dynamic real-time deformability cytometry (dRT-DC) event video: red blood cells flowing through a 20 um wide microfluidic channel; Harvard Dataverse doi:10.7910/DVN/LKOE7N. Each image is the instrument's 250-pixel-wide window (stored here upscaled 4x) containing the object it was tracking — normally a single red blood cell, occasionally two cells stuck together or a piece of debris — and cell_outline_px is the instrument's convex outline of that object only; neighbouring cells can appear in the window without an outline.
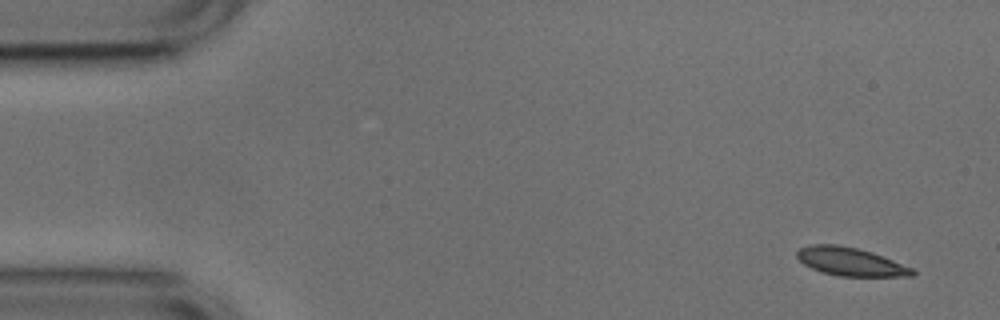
{"species": "common noctule bat (a hibernating species)", "species_latin": "Nyctalus noctula", "temperature_condition": "cold", "stored_images_in_passage": 51, "camera_frame_rate_fps": 3000, "um_per_image_px": 0.085, "animal": {"sex": "male", "body_mass_g": 17.9, "forearm_length_mm": 54.2}, "frame": {"image": 1, "passage_image": 1, "time_ms": 0.0, "image_size_px": [1000, 320], "cell_outline_px": [[916, 272], [912, 276], [840, 276], [824, 272], [812, 268], [804, 264], [796, 256], [796, 252], [800, 248], [812, 244], [836, 244], [856, 248], [872, 252], [912, 268]], "centroid_in_image_um": [72.27, 22.23], "position_along_channel_um": 12.7, "area_um2": 18.73}}
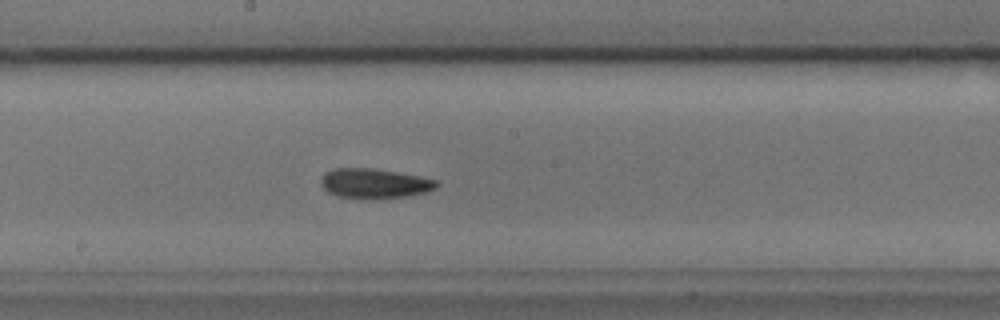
{"frame": {"image": 2, "passage_image": 26, "time_ms": 8.333, "image_size_px": [1000, 320], "cell_outline_px": [[440, 184], [436, 188], [428, 192], [404, 196], [364, 200], [336, 196], [328, 192], [320, 184], [320, 180], [324, 172], [336, 168], [372, 168], [420, 176], [436, 180]], "centroid_in_image_um": [31.8, 15.6], "position_along_channel_um": 216.4, "area_um2": 20.35}}
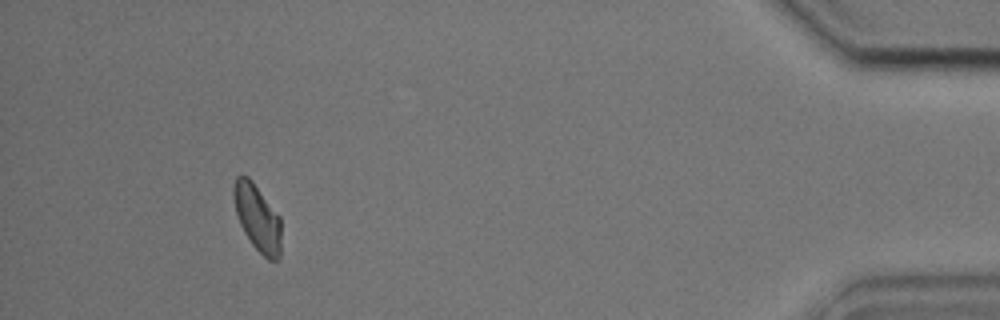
{"frame": {"image": 3, "passage_image": 47, "time_ms": 15.333, "image_size_px": [1000, 320], "cell_outline_px": [[280, 256], [276, 260], [268, 260], [252, 244], [244, 232], [240, 224], [236, 212], [232, 192], [232, 188], [236, 176], [248, 176], [252, 180], [280, 216]], "centroid_in_image_um": [21.87, 18.48], "position_along_channel_um": 413.3, "area_um2": 18.38}, "authors_computed_cell_mechanics": {"area_um2": 19.2474, "velocity_mm_per_s": 3.7363, "shape_relaxation_time_tau1_ms": 6.8753, "shape_relaxation_time_tau2_ms": 4.9976, "deformation_change_tau1": 0.125, "deformation_change_tau2": 0.1007}}